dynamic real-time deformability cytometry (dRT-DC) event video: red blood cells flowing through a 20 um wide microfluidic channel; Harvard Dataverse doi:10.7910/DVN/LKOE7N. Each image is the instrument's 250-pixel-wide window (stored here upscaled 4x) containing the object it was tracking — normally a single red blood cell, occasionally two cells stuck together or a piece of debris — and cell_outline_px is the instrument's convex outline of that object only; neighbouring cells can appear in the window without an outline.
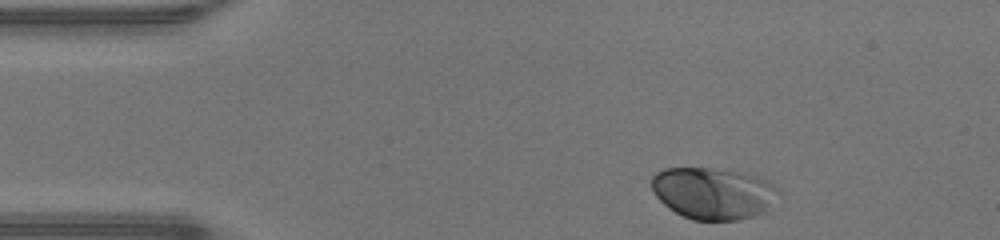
{"species": "human", "species_latin": "Homo sapiens", "temperature_condition": "warm", "stored_images_in_passage": 35, "camera_frame_rate_fps": 3000, "um_per_image_px": 0.085, "donor": {"sex": "male"}, "frame": {"image": 1, "passage_image": 1, "time_ms": 0.0, "image_size_px": [1000, 240], "cell_outline_px": [[780, 192], [764, 212], [740, 220], [692, 220], [668, 208], [656, 196], [652, 188], [652, 176], [656, 172], [664, 168], [712, 168], [744, 172], [756, 176], [772, 184]], "centroid_in_image_um": [60.6, 16.42], "position_along_channel_um": 24.4, "area_um2": 38.09}}
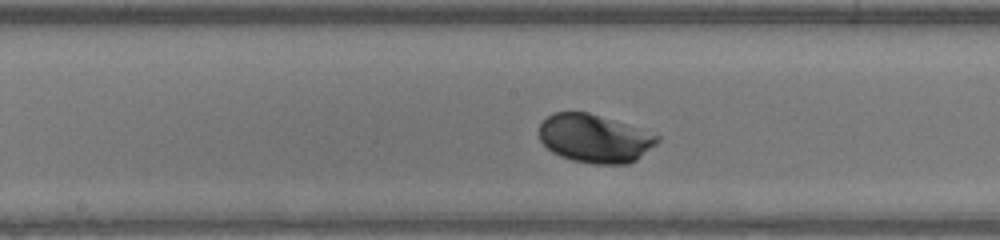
{"frame": {"image": 2, "passage_image": 18, "time_ms": 5.667, "image_size_px": [1000, 240], "cell_outline_px": [[660, 140], [656, 144], [636, 160], [628, 164], [596, 164], [572, 160], [560, 156], [552, 152], [540, 140], [540, 124], [552, 112], [588, 112], [660, 136]], "centroid_in_image_um": [50.52, 11.78], "position_along_channel_um": 197.7, "area_um2": 32.83}}
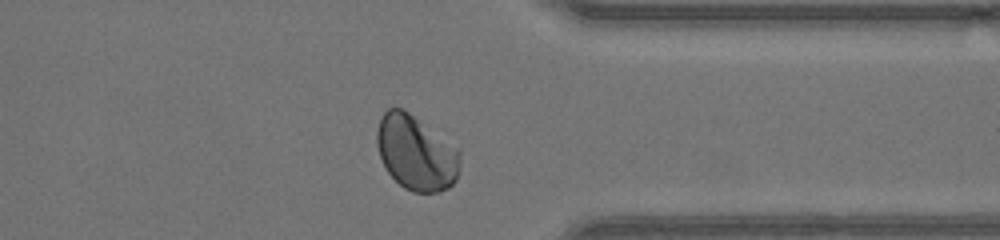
{"frame": {"image": 3, "passage_image": 31, "time_ms": 10.0, "image_size_px": [1000, 240], "cell_outline_px": [[460, 168], [456, 180], [448, 188], [440, 192], [412, 192], [404, 188], [388, 172], [380, 156], [376, 144], [376, 132], [380, 120], [384, 112], [388, 108], [400, 108], [408, 112], [460, 148]], "centroid_in_image_um": [35.39, 13.0], "position_along_channel_um": 376.0, "area_um2": 36.36}, "authors_computed_cell_mechanics": {"area_um2": 33.7552, "velocity_mm_per_s": 4.2728, "shape_relaxation_time_tau1_ms": 1.6421, "shape_relaxation_time_tau2_ms": null, "deformation_change_tau1": 0.1122, "deformation_change_tau2": null}}